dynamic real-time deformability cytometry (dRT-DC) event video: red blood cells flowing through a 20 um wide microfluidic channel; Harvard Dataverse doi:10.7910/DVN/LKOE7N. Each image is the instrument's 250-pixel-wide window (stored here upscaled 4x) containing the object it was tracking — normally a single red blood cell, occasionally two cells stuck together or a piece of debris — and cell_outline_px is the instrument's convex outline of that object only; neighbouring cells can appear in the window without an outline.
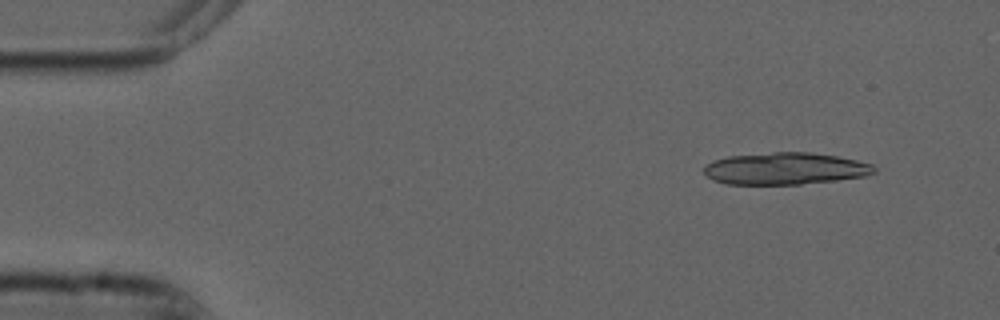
{"species": "common noctule bat (a hibernating species)", "species_latin": "Nyctalus noctula", "temperature_condition": "cold", "stored_images_in_passage": 14, "camera_frame_rate_fps": 3000, "um_per_image_px": 0.085, "animal": {"sex": "male", "forearm_length_mm": 52.5}, "frame": {"image": 1, "passage_image": 2, "time_ms": 0.333, "image_size_px": [1000, 320], "cell_outline_px": [[876, 172], [864, 176], [836, 180], [800, 184], [728, 184], [712, 180], [704, 172], [704, 168], [712, 160], [728, 156], [772, 152], [812, 152], [836, 156], [856, 160], [872, 164], [876, 168]], "centroid_in_image_um": [66.74, 14.32], "position_along_channel_um": 18.3, "area_um2": 31.67}}